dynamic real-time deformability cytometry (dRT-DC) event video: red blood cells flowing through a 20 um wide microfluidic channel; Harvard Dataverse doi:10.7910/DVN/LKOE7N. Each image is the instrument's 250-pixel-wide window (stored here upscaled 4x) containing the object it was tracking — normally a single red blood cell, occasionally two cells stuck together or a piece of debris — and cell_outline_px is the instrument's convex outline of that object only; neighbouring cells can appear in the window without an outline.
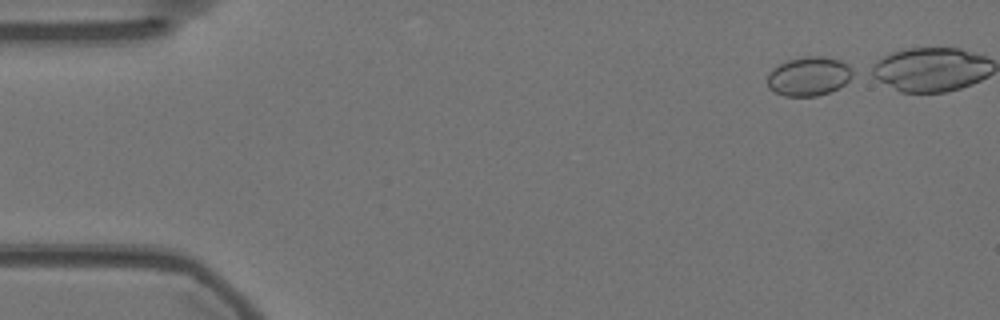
{"species": "Egyptian fruit bat (a non-hibernating species)", "species_latin": "Rousettus aegyptiacus", "temperature_condition": "warm", "stored_images_in_passage": 41, "camera_frame_rate_fps": 3000, "um_per_image_px": 0.085, "animal": {"sex": "female"}, "frame": {"image": 1, "passage_image": 1, "time_ms": 0.0, "image_size_px": [1000, 320], "cell_outline_px": [[856, 76], [844, 84], [828, 92], [816, 96], [784, 96], [768, 88], [768, 72], [772, 68], [788, 60], [804, 56], [824, 56], [840, 60], [848, 64], [856, 72]], "centroid_in_image_um": [68.79, 6.47], "position_along_channel_um": 16.2, "area_um2": 19.65}}
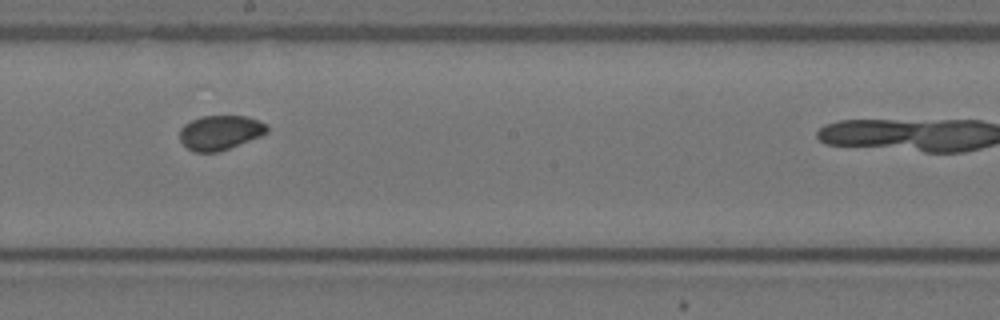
{"frame": {"image": 2, "passage_image": 27, "time_ms": 8.667, "image_size_px": [1000, 320], "cell_outline_px": [[268, 132], [260, 136], [220, 152], [192, 152], [180, 140], [180, 128], [184, 124], [200, 116], [248, 116], [268, 124]], "centroid_in_image_um": [18.72, 11.26], "position_along_channel_um": 229.5, "area_um2": 17.69}}
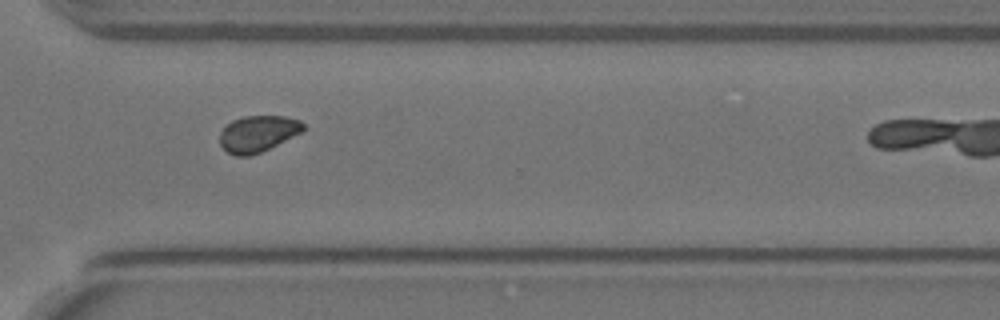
{"frame": {"image": 3, "passage_image": 37, "time_ms": 12.0, "image_size_px": [1000, 320], "cell_outline_px": [[304, 128], [300, 132], [260, 152], [248, 156], [236, 156], [228, 152], [220, 144], [220, 132], [232, 120], [244, 116], [284, 116], [300, 120], [304, 124]], "centroid_in_image_um": [21.89, 11.35], "position_along_channel_um": 348.7, "area_um2": 17.28}}